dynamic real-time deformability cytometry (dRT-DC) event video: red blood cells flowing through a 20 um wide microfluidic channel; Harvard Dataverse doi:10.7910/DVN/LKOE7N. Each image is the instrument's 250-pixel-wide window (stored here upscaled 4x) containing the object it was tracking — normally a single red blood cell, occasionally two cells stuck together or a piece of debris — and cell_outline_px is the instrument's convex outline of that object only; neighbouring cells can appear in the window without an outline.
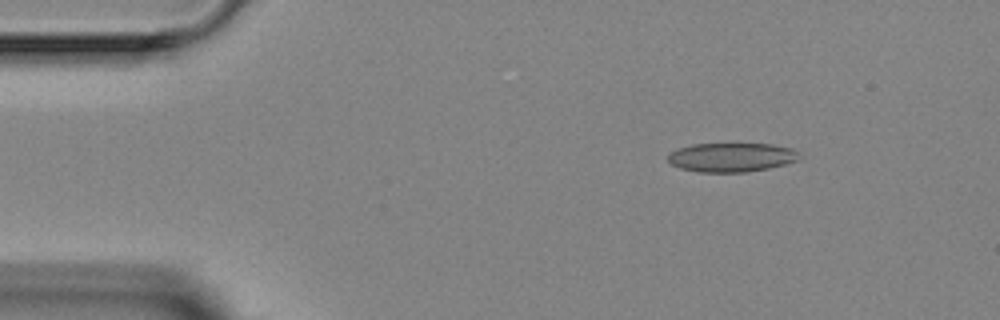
{"species": "Egyptian fruit bat (a non-hibernating species)", "species_latin": "Rousettus aegyptiacus", "temperature_condition": "room temperature", "stored_images_in_passage": 4, "camera_frame_rate_fps": 3000, "um_per_image_px": 0.085, "animal": {"sex": "female"}, "frame": {"image": 1, "passage_image": 1, "time_ms": 0.0, "image_size_px": [1000, 320], "cell_outline_px": [[800, 152], [796, 160], [784, 164], [768, 168], [748, 172], [700, 172], [680, 168], [672, 164], [668, 160], [668, 156], [672, 152], [680, 148], [692, 144], [772, 144], [792, 148]], "centroid_in_image_um": [62.19, 13.37], "position_along_channel_um": 22.8, "area_um2": 22.02}}
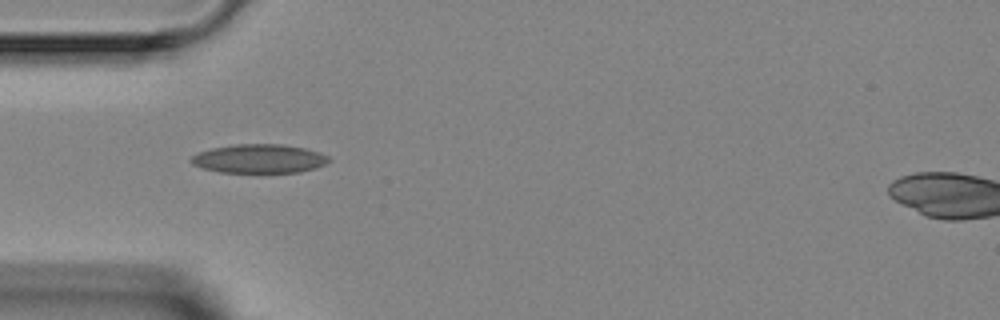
{"frame": {"image": 2, "passage_image": 3, "time_ms": 2.667, "image_size_px": [1000, 320], "cell_outline_px": [[332, 160], [316, 168], [300, 172], [220, 172], [204, 168], [192, 164], [188, 160], [192, 156], [200, 152], [212, 148], [236, 144], [280, 144], [304, 148], [328, 156]], "centroid_in_image_um": [22.02, 13.49], "position_along_channel_um": 63.0, "area_um2": 22.95}}
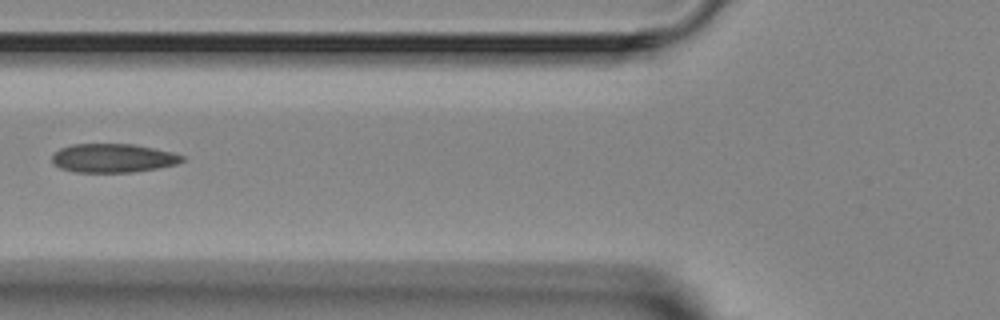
{"frame": {"image": 3, "passage_image": 4, "time_ms": 4.0, "image_size_px": [1000, 320], "cell_outline_px": [[184, 160], [176, 164], [156, 168], [132, 172], [76, 172], [60, 168], [52, 160], [52, 156], [60, 148], [72, 144], [132, 144], [172, 152], [184, 156]], "centroid_in_image_um": [9.6, 13.43], "position_along_channel_um": 116.2, "area_um2": 21.56}}